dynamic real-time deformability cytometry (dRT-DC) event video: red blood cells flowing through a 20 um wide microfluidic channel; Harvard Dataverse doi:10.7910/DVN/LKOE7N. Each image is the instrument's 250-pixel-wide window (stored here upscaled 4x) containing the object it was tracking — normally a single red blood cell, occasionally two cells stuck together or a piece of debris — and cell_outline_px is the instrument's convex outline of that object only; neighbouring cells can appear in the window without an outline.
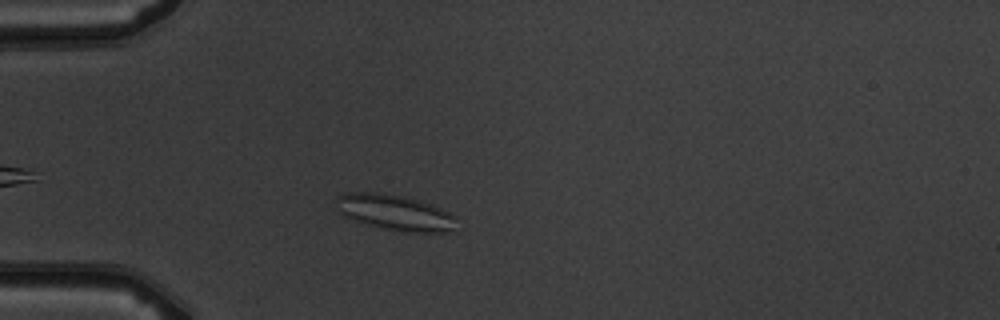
{"species": "common noctule bat (a hibernating species)", "species_latin": "Nyctalus noctula", "temperature_condition": "warm", "stored_images_in_passage": 2, "camera_frame_rate_fps": 3000, "um_per_image_px": 0.085, "animal": {"sex": "male", "body_mass_g": 19.5, "forearm_length_mm": 54.6}, "frame": {"image": 1, "passage_image": 2, "time_ms": 1.0, "image_size_px": [1000, 320], "cell_outline_px": [[456, 232], [408, 232], [384, 228], [368, 224], [344, 216], [340, 212], [336, 200], [336, 196], [344, 192], [380, 192], [404, 196], [432, 204], [456, 216]], "centroid_in_image_um": [33.62, 18.05], "position_along_channel_um": 51.4, "area_um2": 25.09}}